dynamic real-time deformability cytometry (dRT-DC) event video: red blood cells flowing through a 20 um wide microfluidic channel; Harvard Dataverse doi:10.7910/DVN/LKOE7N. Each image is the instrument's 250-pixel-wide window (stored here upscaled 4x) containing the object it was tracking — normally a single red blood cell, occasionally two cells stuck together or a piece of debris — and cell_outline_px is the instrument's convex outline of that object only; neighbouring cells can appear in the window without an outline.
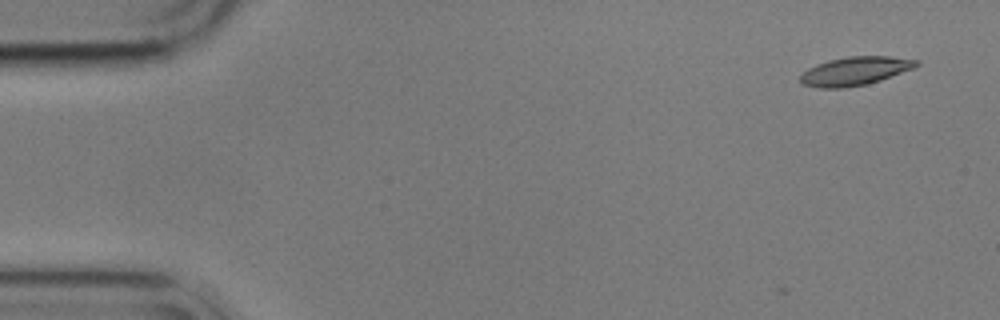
{"species": "common noctule bat (a hibernating species)", "species_latin": "Nyctalus noctula", "temperature_condition": "cold", "stored_images_in_passage": 3, "camera_frame_rate_fps": 3000, "um_per_image_px": 0.085, "animal": {"sex": "male", "body_mass_g": 17.9}, "frame": {"image": 1, "passage_image": 1, "time_ms": 0.0, "image_size_px": [1000, 320], "cell_outline_px": [[920, 64], [912, 68], [880, 80], [868, 84], [844, 88], [820, 88], [804, 84], [800, 80], [800, 76], [808, 68], [816, 64], [828, 60], [848, 56], [888, 56], [920, 60]], "centroid_in_image_um": [72.67, 6.03], "position_along_channel_um": 12.3, "area_um2": 19.19}}